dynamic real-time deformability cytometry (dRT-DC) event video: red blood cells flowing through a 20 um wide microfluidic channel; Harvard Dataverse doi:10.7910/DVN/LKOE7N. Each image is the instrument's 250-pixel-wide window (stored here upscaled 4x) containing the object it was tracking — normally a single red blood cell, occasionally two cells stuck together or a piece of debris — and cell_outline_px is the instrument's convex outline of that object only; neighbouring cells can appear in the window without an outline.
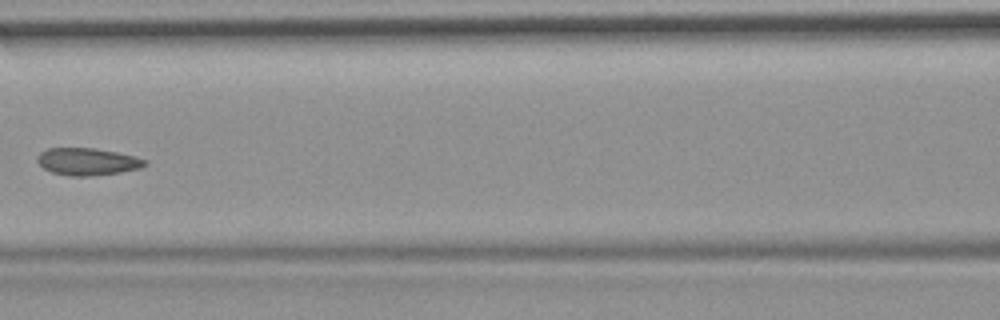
{"species": "common noctule bat (a hibernating species)", "species_latin": "Nyctalus noctula", "temperature_condition": "room temperature", "stored_images_in_passage": 11, "camera_frame_rate_fps": 3000, "um_per_image_px": 0.085, "animal": {"sex": "female", "body_mass_g": 19.9}, "frame": {"image": 1, "passage_image": 7, "time_ms": 8.0, "image_size_px": [1000, 320], "cell_outline_px": [[148, 164], [140, 168], [120, 172], [88, 176], [72, 176], [52, 172], [44, 168], [36, 160], [36, 156], [40, 152], [48, 148], [92, 148], [116, 152], [136, 156], [148, 160]], "centroid_in_image_um": [7.44, 13.73], "position_along_channel_um": 159.2, "area_um2": 17.05}}
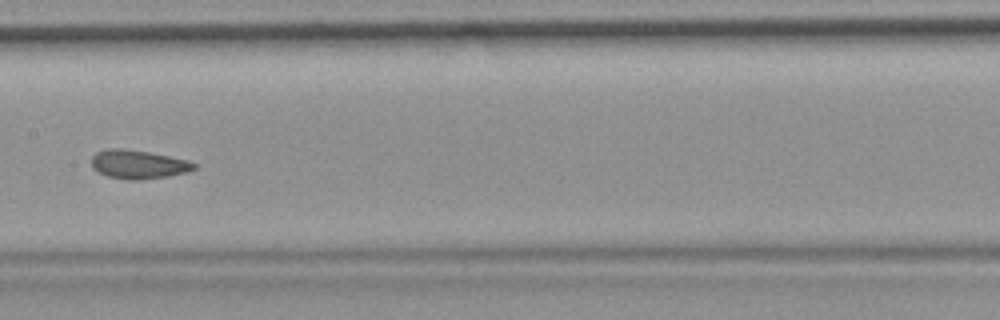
{"frame": {"image": 2, "passage_image": 8, "time_ms": 9.0, "image_size_px": [1000, 320], "cell_outline_px": [[196, 168], [188, 172], [168, 176], [140, 180], [128, 180], [108, 176], [92, 168], [92, 156], [96, 152], [108, 148], [120, 148], [148, 152], [188, 160], [196, 164]], "centroid_in_image_um": [11.76, 13.97], "position_along_channel_um": 195.6, "area_um2": 17.11}}
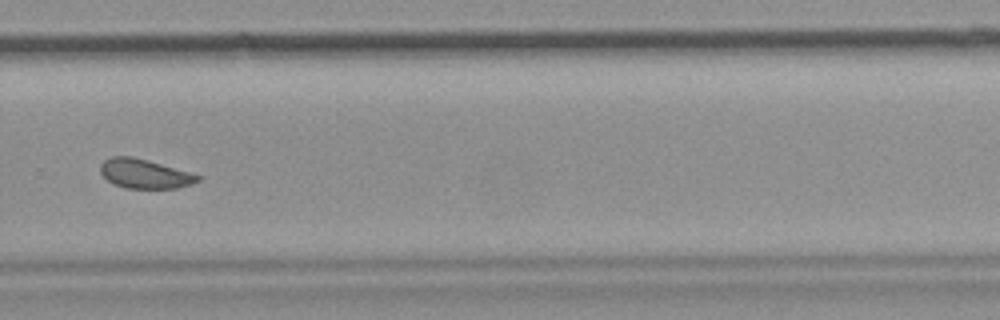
{"frame": {"image": 3, "passage_image": 11, "time_ms": 12.333, "image_size_px": [1000, 320], "cell_outline_px": [[200, 180], [192, 184], [176, 188], [124, 188], [112, 184], [100, 172], [100, 164], [104, 160], [112, 156], [132, 156], [148, 160], [188, 172], [200, 176]], "centroid_in_image_um": [12.25, 14.77], "position_along_channel_um": 317.5, "area_um2": 16.53}}